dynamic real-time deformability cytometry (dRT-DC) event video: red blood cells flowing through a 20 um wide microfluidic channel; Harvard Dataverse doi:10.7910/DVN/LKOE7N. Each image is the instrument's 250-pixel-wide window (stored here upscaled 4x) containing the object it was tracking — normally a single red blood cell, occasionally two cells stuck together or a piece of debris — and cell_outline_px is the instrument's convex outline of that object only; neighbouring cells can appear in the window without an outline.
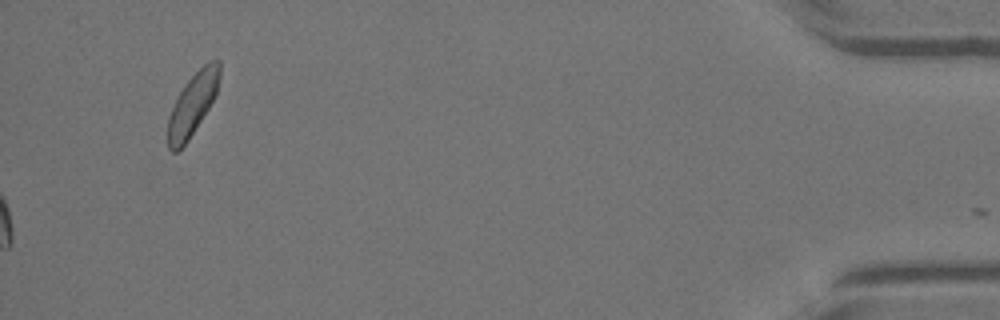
{"species": "Egyptian fruit bat (a non-hibernating species)", "species_latin": "Rousettus aegyptiacus", "temperature_condition": "warm", "stored_images_in_passage": 36, "camera_frame_rate_fps": 3000, "um_per_image_px": 0.085, "animal": {"sex": "female"}, "frame": {"image": 1, "passage_image": 36, "time_ms": 11.667, "image_size_px": [1000, 320], "cell_outline_px": [[220, 76], [216, 96], [188, 140], [176, 152], [172, 152], [168, 148], [168, 116], [180, 92], [188, 80], [208, 60], [220, 60]], "centroid_in_image_um": [16.39, 8.84], "position_along_channel_um": 418.8, "area_um2": 18.44}}